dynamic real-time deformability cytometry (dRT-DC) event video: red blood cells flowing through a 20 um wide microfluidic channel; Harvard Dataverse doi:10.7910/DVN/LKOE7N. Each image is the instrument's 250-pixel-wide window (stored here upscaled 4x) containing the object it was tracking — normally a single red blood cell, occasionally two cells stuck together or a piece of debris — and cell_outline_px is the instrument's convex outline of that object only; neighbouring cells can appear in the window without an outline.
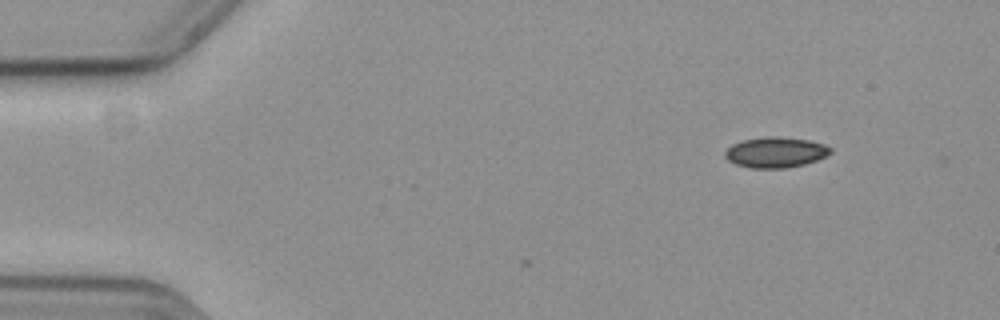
{"species": "common noctule bat (a hibernating species)", "species_latin": "Nyctalus noctula", "temperature_condition": "cold", "stored_images_in_passage": 3, "camera_frame_rate_fps": 3000, "um_per_image_px": 0.085, "animal": {"sex": "female", "body_mass_g": 19.3, "forearm_length_mm": 54.1}, "frame": {"image": 1, "passage_image": 1, "time_ms": 0.0, "image_size_px": [1000, 320], "cell_outline_px": [[832, 152], [828, 156], [804, 164], [784, 168], [752, 168], [736, 164], [728, 160], [724, 156], [724, 152], [732, 144], [744, 140], [764, 136], [780, 136], [808, 140], [824, 144], [832, 148]], "centroid_in_image_um": [65.94, 12.94], "position_along_channel_um": 19.1, "area_um2": 18.84}}